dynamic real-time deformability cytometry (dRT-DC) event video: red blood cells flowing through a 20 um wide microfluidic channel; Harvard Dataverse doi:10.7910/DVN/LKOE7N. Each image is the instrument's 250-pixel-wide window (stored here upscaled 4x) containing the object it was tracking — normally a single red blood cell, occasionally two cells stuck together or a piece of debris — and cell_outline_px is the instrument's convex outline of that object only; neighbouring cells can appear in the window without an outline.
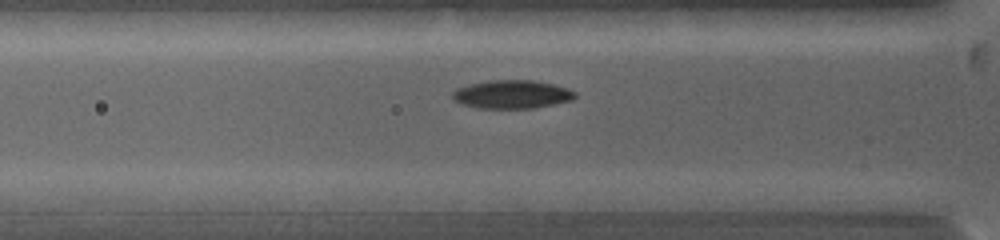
{"species": "common noctule bat (a hibernating species)", "species_latin": "Nyctalus noctula", "temperature_condition": "warm", "stored_images_in_passage": 20, "camera_frame_rate_fps": 5000, "um_per_image_px": 0.085, "animal": {"sex": "female", "body_mass_g": 19.0, "forearm_length_mm": 53.3}, "frame": {"image": 1, "passage_image": 9, "time_ms": 3.0, "image_size_px": [1000, 240], "cell_outline_px": [[576, 96], [572, 100], [536, 108], [476, 108], [452, 100], [452, 92], [456, 88], [488, 80], [532, 80], [552, 84], [568, 88], [576, 92]], "centroid_in_image_um": [43.51, 8.02], "position_along_channel_um": 82.3, "area_um2": 20.29}}
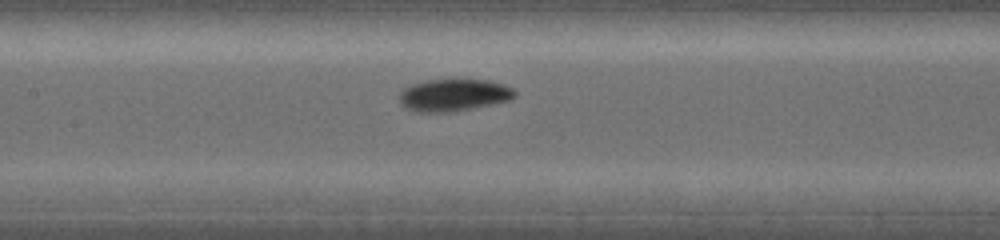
{"frame": {"image": 2, "passage_image": 14, "time_ms": 5.2, "image_size_px": [1000, 240], "cell_outline_px": [[516, 96], [508, 100], [492, 104], [472, 108], [448, 112], [416, 112], [404, 108], [400, 104], [400, 92], [404, 88], [412, 84], [428, 80], [456, 76], [488, 80], [512, 88], [516, 92]], "centroid_in_image_um": [38.53, 8.04], "position_along_channel_um": 168.9, "area_um2": 22.31}}
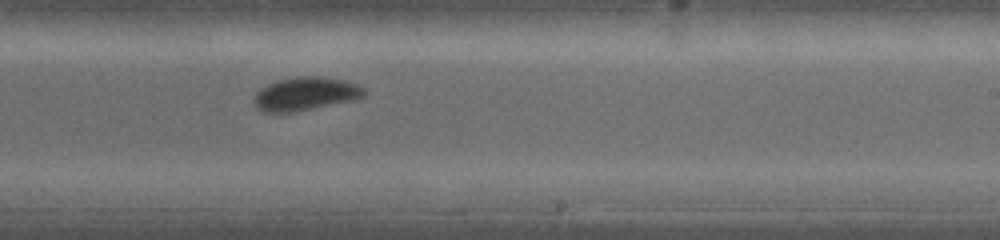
{"frame": {"image": 3, "passage_image": 20, "time_ms": 7.6, "image_size_px": [1000, 240], "cell_outline_px": [[364, 96], [352, 100], [292, 112], [264, 112], [256, 108], [256, 92], [260, 88], [268, 84], [280, 80], [296, 76], [320, 76], [344, 80], [364, 88]], "centroid_in_image_um": [25.95, 7.96], "position_along_channel_um": 263.1, "area_um2": 20.92}}